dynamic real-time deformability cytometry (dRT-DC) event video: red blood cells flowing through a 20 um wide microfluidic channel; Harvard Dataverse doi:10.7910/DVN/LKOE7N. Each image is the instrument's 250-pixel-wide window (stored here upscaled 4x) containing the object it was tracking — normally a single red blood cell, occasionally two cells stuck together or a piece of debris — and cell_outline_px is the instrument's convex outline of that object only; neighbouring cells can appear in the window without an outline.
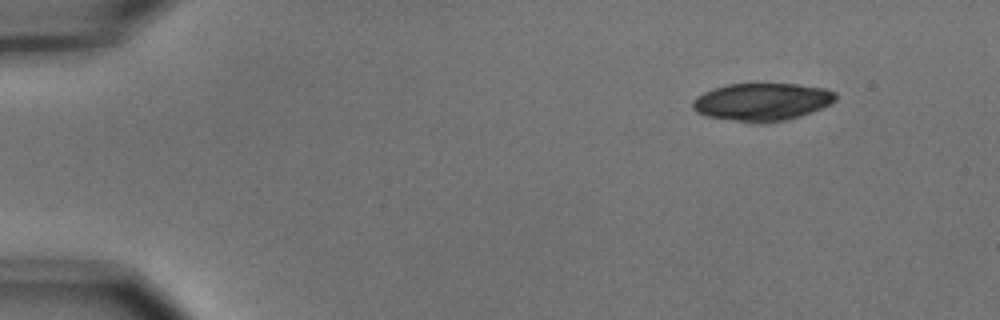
{"species": "common noctule bat (a hibernating species)", "species_latin": "Nyctalus noctula", "temperature_condition": "cold", "stored_images_in_passage": 4, "camera_frame_rate_fps": 3000, "um_per_image_px": 0.085, "animal": {"sex": "male", "body_mass_g": 15.6}, "frame": {"image": 1, "passage_image": 1, "time_ms": 0.0, "image_size_px": [1000, 320], "cell_outline_px": [[836, 100], [820, 108], [800, 116], [784, 120], [736, 120], [708, 116], [696, 112], [692, 108], [692, 100], [696, 96], [712, 88], [728, 84], [796, 84], [824, 88], [836, 92]], "centroid_in_image_um": [64.75, 8.61], "position_along_channel_um": 20.3, "area_um2": 30.52}}